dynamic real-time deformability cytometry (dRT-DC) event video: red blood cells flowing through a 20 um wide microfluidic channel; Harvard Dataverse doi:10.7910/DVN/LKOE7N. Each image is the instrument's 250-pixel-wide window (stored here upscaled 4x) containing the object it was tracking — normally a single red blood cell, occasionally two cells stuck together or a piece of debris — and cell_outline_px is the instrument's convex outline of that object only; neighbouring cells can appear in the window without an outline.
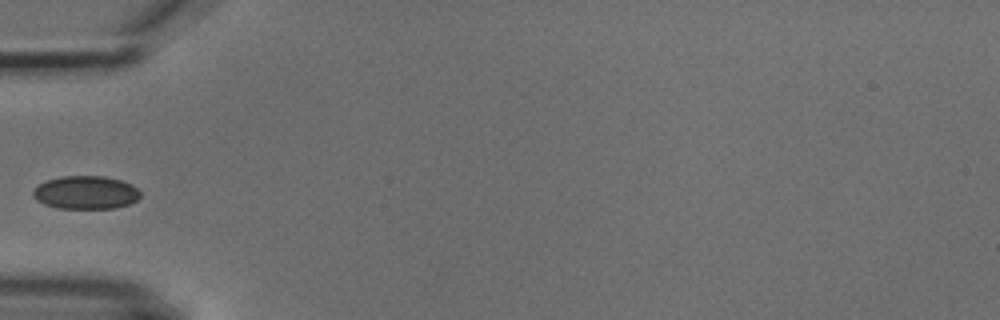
{"species": "common noctule bat (a hibernating species)", "species_latin": "Nyctalus noctula", "temperature_condition": "cold", "stored_images_in_passage": 5, "camera_frame_rate_fps": 3000, "um_per_image_px": 0.085, "animal": {"sex": "male", "body_mass_g": 18.8}, "frame": {"image": 1, "passage_image": 4, "time_ms": 4.667, "image_size_px": [1000, 320], "cell_outline_px": [[140, 196], [136, 200], [128, 204], [116, 208], [56, 208], [44, 204], [36, 200], [32, 196], [32, 192], [40, 184], [48, 180], [64, 176], [104, 176], [120, 180], [132, 184], [140, 192]], "centroid_in_image_um": [7.29, 16.37], "position_along_channel_um": 77.7, "area_um2": 20.63}}
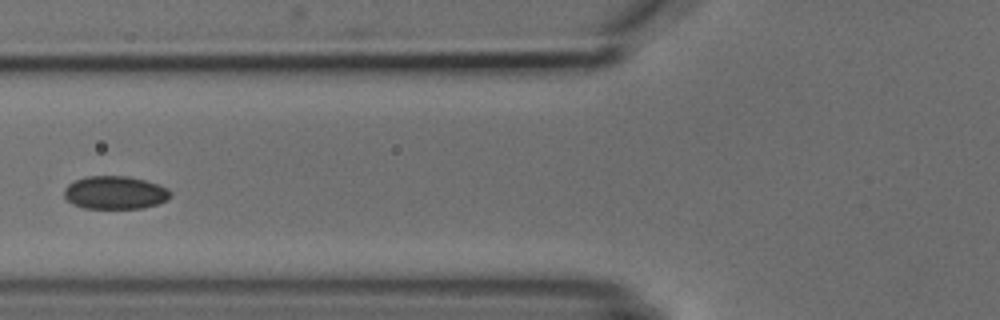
{"frame": {"image": 2, "passage_image": 5, "time_ms": 5.667, "image_size_px": [1000, 320], "cell_outline_px": [[172, 196], [168, 200], [144, 208], [84, 208], [72, 204], [64, 196], [64, 188], [68, 184], [76, 180], [88, 176], [128, 176], [144, 180], [168, 188], [172, 192]], "centroid_in_image_um": [9.79, 16.37], "position_along_channel_um": 116.0, "area_um2": 20.52}}